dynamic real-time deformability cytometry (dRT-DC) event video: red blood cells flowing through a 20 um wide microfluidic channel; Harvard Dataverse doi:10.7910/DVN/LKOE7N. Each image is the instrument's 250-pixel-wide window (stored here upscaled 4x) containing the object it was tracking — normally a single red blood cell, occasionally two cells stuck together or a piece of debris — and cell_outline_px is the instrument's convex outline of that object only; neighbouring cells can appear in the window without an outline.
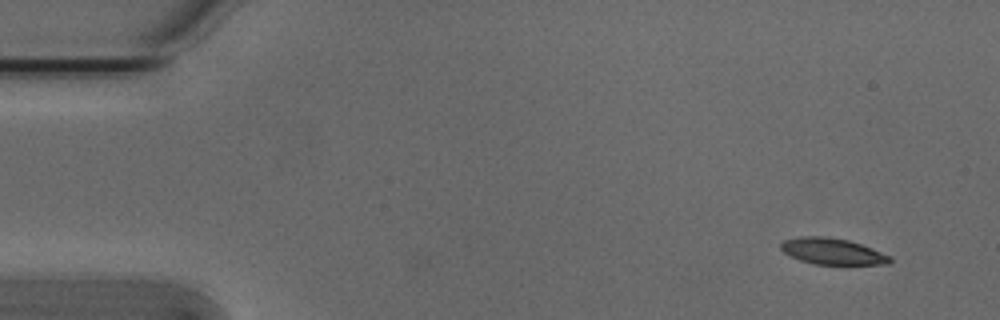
{"species": "Egyptian fruit bat (a non-hibernating species)", "species_latin": "Rousettus aegyptiacus", "temperature_condition": "cold", "stored_images_in_passage": 50, "camera_frame_rate_fps": 3000, "um_per_image_px": 0.085, "animal": {"sex": "male"}, "frame": {"image": 1, "passage_image": 1, "time_ms": 0.0, "image_size_px": [1000, 320], "cell_outline_px": [[892, 260], [888, 264], [812, 264], [800, 260], [784, 252], [780, 248], [780, 244], [784, 240], [800, 236], [828, 236], [848, 240], [872, 248], [892, 256]], "centroid_in_image_um": [70.76, 21.36], "position_along_channel_um": 14.2, "area_um2": 16.7}}
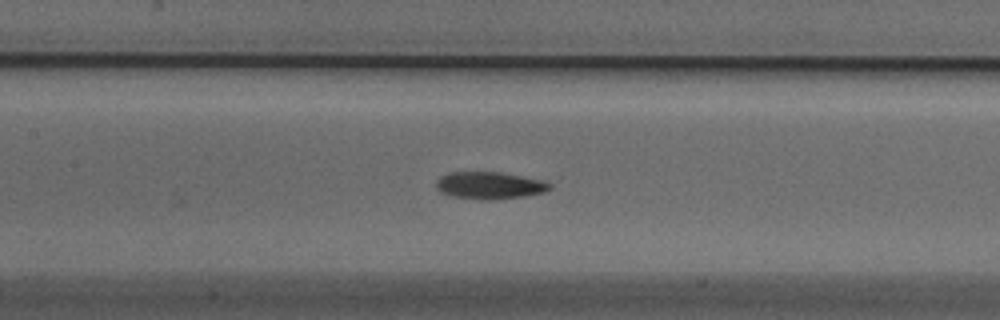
{"frame": {"image": 2, "passage_image": 22, "time_ms": 7.0, "image_size_px": [1000, 320], "cell_outline_px": [[552, 188], [544, 192], [524, 196], [492, 200], [484, 200], [452, 196], [440, 192], [436, 188], [436, 180], [440, 176], [448, 172], [500, 172], [544, 180], [552, 184]], "centroid_in_image_um": [41.61, 15.76], "position_along_channel_um": 165.8, "area_um2": 18.15}}
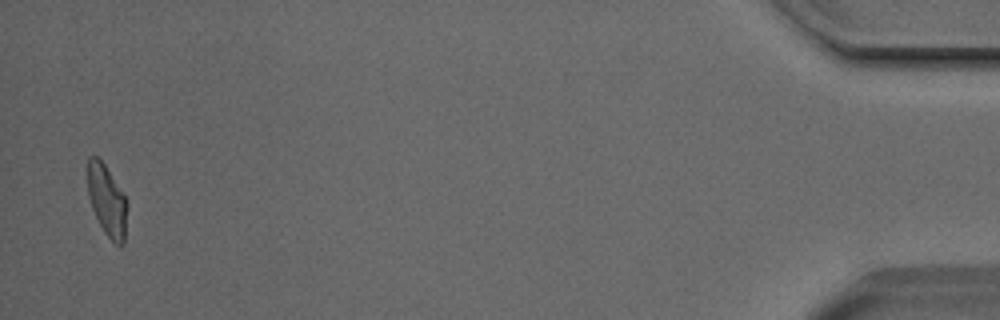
{"frame": {"image": 3, "passage_image": 50, "time_ms": 16.333, "image_size_px": [1000, 320], "cell_outline_px": [[128, 204], [124, 244], [120, 248], [104, 232], [92, 208], [88, 196], [88, 156], [96, 156], [104, 164], [124, 196]], "centroid_in_image_um": [9.1, 17.09], "position_along_channel_um": 426.1, "area_um2": 16.18}, "authors_computed_cell_mechanics": {"area_um2": 17.629, "velocity_mm_per_s": 3.7902, "shape_relaxation_time_tau1_ms": 3.6752, "shape_relaxation_time_tau2_ms": 2.0302, "deformation_change_tau1": 0.1461, "deformation_change_tau2": 0.0595}}